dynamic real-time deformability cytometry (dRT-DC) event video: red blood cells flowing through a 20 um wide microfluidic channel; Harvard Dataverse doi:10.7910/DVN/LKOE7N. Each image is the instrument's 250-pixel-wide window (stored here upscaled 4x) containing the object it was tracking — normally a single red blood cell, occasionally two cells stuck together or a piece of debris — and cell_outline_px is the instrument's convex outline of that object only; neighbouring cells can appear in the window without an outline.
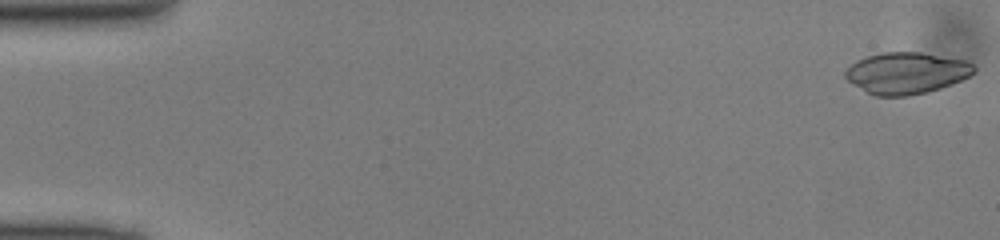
{"species": "common noctule bat (a hibernating species)", "species_latin": "Nyctalus noctula", "temperature_condition": "cold", "stored_images_in_passage": 49, "camera_frame_rate_fps": 3000, "um_per_image_px": 0.085, "animal": {"sex": "male", "body_mass_g": 13.0, "forearm_length_mm": 53.1}, "frame": {"image": 1, "passage_image": 1, "time_ms": 0.0, "image_size_px": [1000, 240], "cell_outline_px": [[976, 72], [952, 84], [940, 88], [908, 96], [876, 96], [852, 84], [844, 76], [844, 72], [856, 60], [868, 56], [884, 52], [920, 52], [964, 60], [972, 64], [976, 68]], "centroid_in_image_um": [77.03, 6.2], "position_along_channel_um": 8.0, "area_um2": 30.87}}